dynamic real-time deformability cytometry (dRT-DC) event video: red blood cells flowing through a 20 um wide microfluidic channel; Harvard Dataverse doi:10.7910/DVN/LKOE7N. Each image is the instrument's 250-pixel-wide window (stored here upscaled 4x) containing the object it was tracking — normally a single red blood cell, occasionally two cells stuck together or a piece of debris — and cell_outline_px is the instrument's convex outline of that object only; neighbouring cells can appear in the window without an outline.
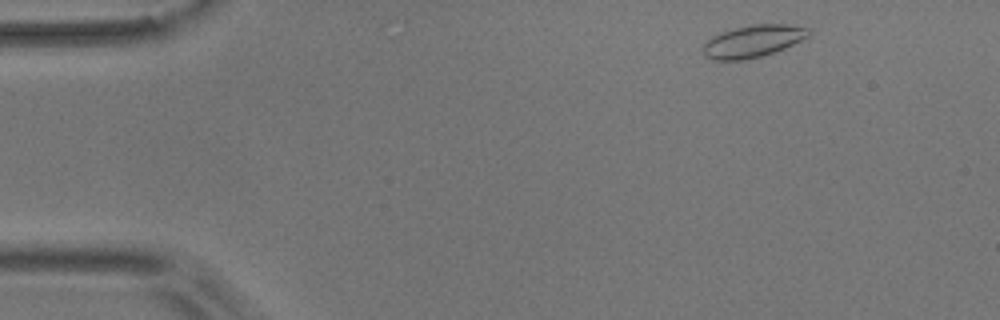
{"species": "common noctule bat (a hibernating species)", "species_latin": "Nyctalus noctula", "temperature_condition": "room temperature", "stored_images_in_passage": 42, "camera_frame_rate_fps": 3000, "um_per_image_px": 0.085, "animal": {"sex": "male", "body_mass_g": 17.9}, "frame": {"image": 1, "passage_image": 3, "time_ms": 0.667, "image_size_px": [1000, 320], "cell_outline_px": [[812, 32], [808, 36], [776, 52], [744, 60], [712, 60], [704, 56], [700, 48], [712, 36], [720, 32], [752, 24], [788, 24], [808, 28]], "centroid_in_image_um": [63.96, 3.51], "position_along_channel_um": 21.0, "area_um2": 19.88}}
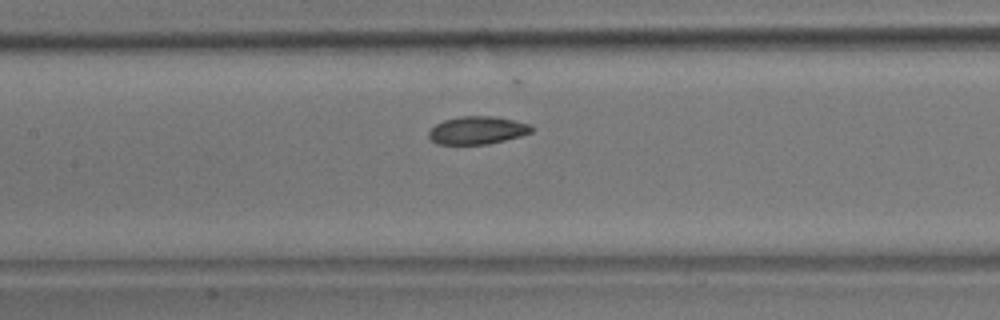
{"frame": {"image": 2, "passage_image": 22, "time_ms": 7.0, "image_size_px": [1000, 320], "cell_outline_px": [[536, 128], [532, 132], [520, 136], [488, 144], [436, 144], [428, 136], [428, 132], [436, 124], [444, 120], [460, 116], [492, 116], [532, 124]], "centroid_in_image_um": [40.6, 11.07], "position_along_channel_um": 166.8, "area_um2": 16.7}}
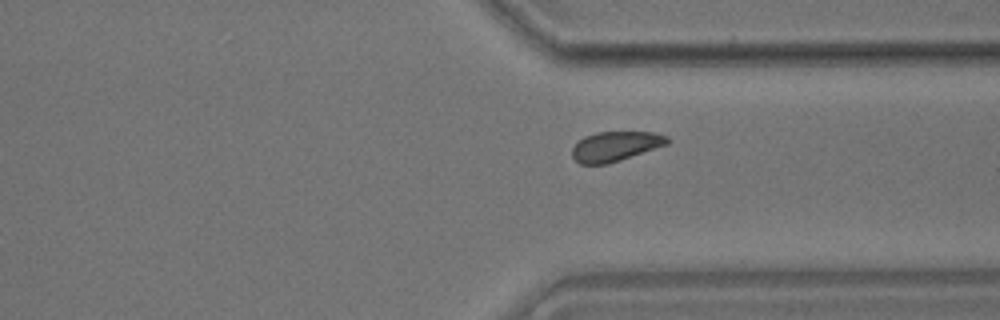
{"frame": {"image": 3, "passage_image": 38, "time_ms": 12.333, "image_size_px": [1000, 320], "cell_outline_px": [[672, 140], [668, 144], [608, 164], [580, 164], [572, 156], [572, 148], [584, 136], [596, 132], [656, 132], [668, 136]], "centroid_in_image_um": [52.34, 12.42], "position_along_channel_um": 359.1, "area_um2": 16.53}}